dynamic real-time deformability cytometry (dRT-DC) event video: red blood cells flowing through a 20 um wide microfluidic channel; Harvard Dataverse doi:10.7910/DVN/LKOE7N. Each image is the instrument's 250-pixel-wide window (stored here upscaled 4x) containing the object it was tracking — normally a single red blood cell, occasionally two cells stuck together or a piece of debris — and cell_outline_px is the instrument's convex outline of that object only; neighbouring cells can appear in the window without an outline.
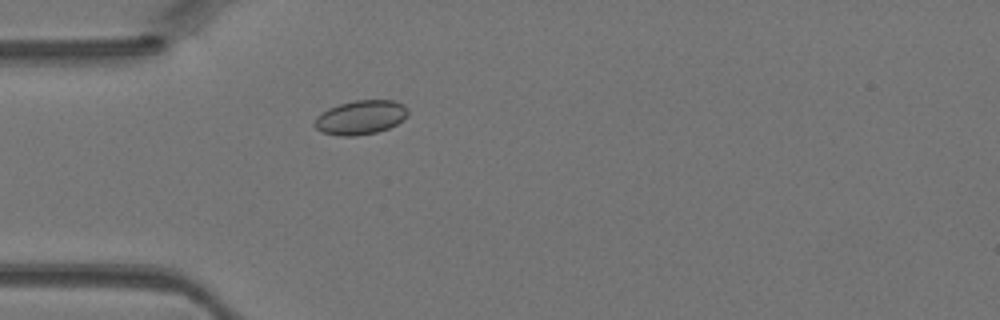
{"species": "Egyptian fruit bat (a non-hibernating species)", "species_latin": "Rousettus aegyptiacus", "temperature_condition": "warm", "stored_images_in_passage": 43, "camera_frame_rate_fps": 3000, "um_per_image_px": 0.085, "animal": {"sex": "female"}, "frame": {"image": 1, "passage_image": 11, "time_ms": 3.333, "image_size_px": [1000, 320], "cell_outline_px": [[408, 112], [396, 124], [388, 128], [376, 132], [356, 136], [340, 136], [320, 132], [312, 124], [316, 116], [328, 108], [340, 104], [356, 100], [392, 100], [404, 104], [408, 108]], "centroid_in_image_um": [30.6, 9.98], "position_along_channel_um": 54.4, "area_um2": 18.55}}
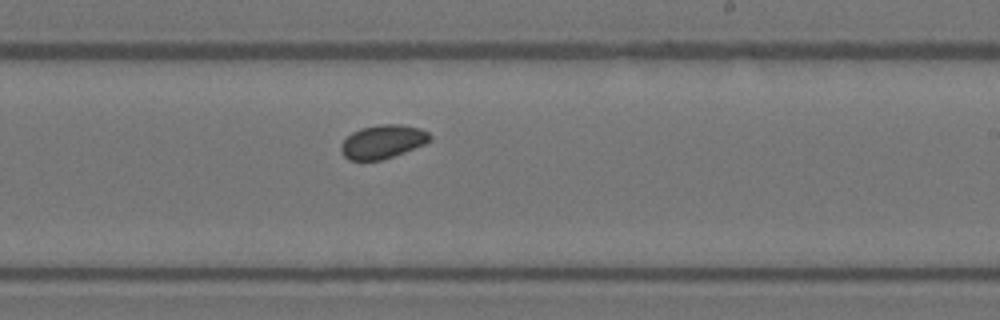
{"frame": {"image": 2, "passage_image": 25, "time_ms": 8.0, "image_size_px": [1000, 320], "cell_outline_px": [[432, 140], [424, 144], [404, 152], [380, 160], [348, 160], [340, 152], [340, 144], [352, 132], [360, 128], [380, 124], [400, 124], [420, 128], [428, 132], [432, 136]], "centroid_in_image_um": [32.52, 12.03], "position_along_channel_um": 256.5, "area_um2": 17.46}}
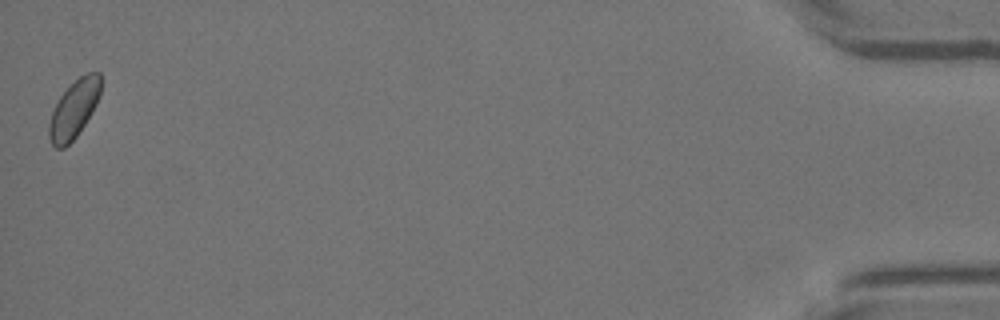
{"frame": {"image": 3, "passage_image": 43, "time_ms": 14.0, "image_size_px": [1000, 320], "cell_outline_px": [[104, 80], [100, 96], [96, 104], [84, 124], [76, 136], [64, 148], [56, 148], [52, 144], [48, 136], [48, 124], [52, 112], [60, 96], [80, 76], [88, 72], [100, 72]], "centroid_in_image_um": [6.32, 9.24], "position_along_channel_um": 428.9, "area_um2": 17.4}}